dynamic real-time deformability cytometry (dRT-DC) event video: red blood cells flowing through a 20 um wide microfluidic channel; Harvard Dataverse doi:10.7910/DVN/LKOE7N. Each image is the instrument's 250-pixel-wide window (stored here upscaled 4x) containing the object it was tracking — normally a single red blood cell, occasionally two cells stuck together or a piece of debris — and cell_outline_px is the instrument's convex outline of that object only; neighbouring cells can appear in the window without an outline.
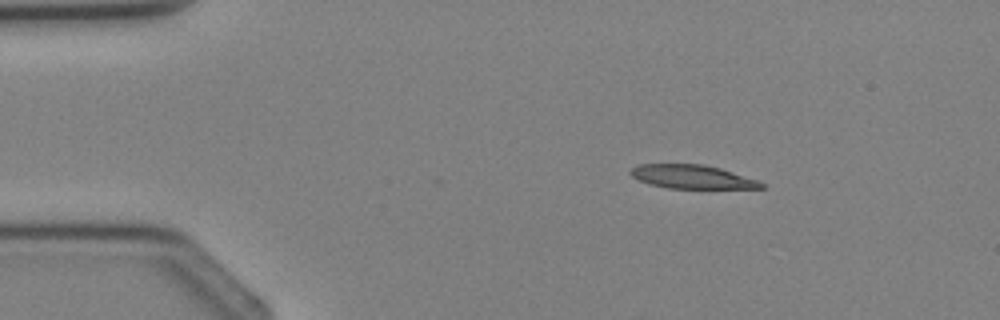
{"species": "Egyptian fruit bat (a non-hibernating species)", "species_latin": "Rousettus aegyptiacus", "temperature_condition": "cold", "stored_images_in_passage": 2, "camera_frame_rate_fps": 3000, "um_per_image_px": 0.085, "animal": {"sex": "female"}, "frame": {"image": 1, "passage_image": 1, "time_ms": 0.0, "image_size_px": [1000, 320], "cell_outline_px": [[764, 188], [668, 188], [648, 184], [632, 176], [628, 172], [636, 164], [704, 164], [720, 168], [760, 180], [764, 184]], "centroid_in_image_um": [58.83, 15.02], "position_along_channel_um": 26.2, "area_um2": 18.09}}